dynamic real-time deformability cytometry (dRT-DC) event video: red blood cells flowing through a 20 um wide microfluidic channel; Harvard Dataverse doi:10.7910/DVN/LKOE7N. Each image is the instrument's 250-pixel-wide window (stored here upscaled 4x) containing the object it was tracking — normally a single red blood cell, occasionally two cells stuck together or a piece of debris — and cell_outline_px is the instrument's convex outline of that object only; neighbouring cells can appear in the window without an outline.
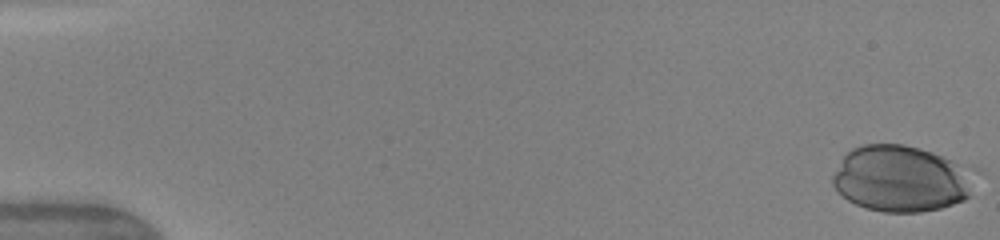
{"species": "human", "species_latin": "Homo sapiens", "temperature_condition": "warm", "stored_images_in_passage": 42, "camera_frame_rate_fps": 3000, "um_per_image_px": 0.085, "donor": {"sex": "female"}, "frame": {"image": 1, "passage_image": 1, "time_ms": 0.0, "image_size_px": [1000, 240], "cell_outline_px": [[968, 196], [964, 200], [940, 208], [920, 212], [884, 212], [864, 208], [848, 200], [832, 184], [832, 176], [844, 156], [852, 148], [864, 144], [904, 144], [920, 148], [932, 152], [952, 160], [964, 168], [968, 192]], "centroid_in_image_um": [76.45, 15.19], "position_along_channel_um": 8.5, "area_um2": 53.41}}